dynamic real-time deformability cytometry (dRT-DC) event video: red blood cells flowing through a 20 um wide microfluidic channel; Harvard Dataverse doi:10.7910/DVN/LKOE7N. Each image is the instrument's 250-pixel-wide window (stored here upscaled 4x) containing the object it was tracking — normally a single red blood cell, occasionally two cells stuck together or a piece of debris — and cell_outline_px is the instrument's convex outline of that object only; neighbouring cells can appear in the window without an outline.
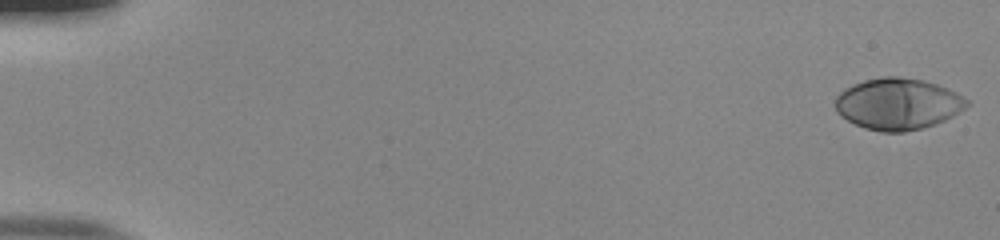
{"species": "human", "species_latin": "Homo sapiens", "temperature_condition": "room temperature", "stored_images_in_passage": 54, "camera_frame_rate_fps": 3000, "um_per_image_px": 0.085, "donor": {"sex": "male"}, "frame": {"image": 1, "passage_image": 1, "time_ms": 0.0, "image_size_px": [1000, 240], "cell_outline_px": [[968, 104], [964, 108], [952, 116], [936, 124], [904, 132], [880, 132], [864, 128], [840, 116], [836, 112], [836, 96], [844, 88], [852, 84], [864, 80], [884, 76], [900, 76], [924, 80], [948, 88], [964, 96], [968, 100]], "centroid_in_image_um": [76.3, 8.82], "position_along_channel_um": 8.7, "area_um2": 39.59}}
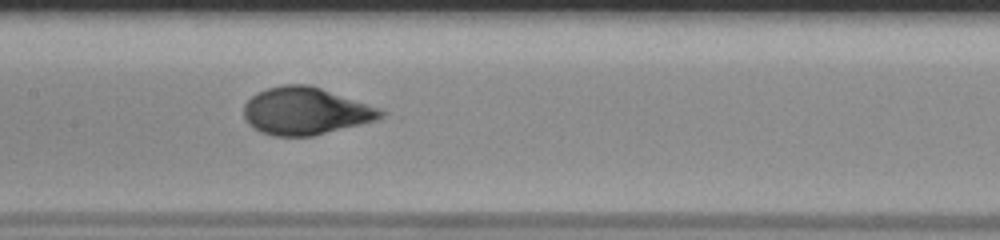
{"frame": {"image": 2, "passage_image": 28, "time_ms": 9.0, "image_size_px": [1000, 240], "cell_outline_px": [[384, 116], [376, 120], [312, 136], [276, 136], [260, 132], [252, 128], [248, 124], [244, 116], [244, 104], [256, 92], [268, 88], [284, 84], [308, 84], [380, 108], [384, 112]], "centroid_in_image_um": [25.93, 9.44], "position_along_channel_um": 181.5, "area_um2": 37.57}}
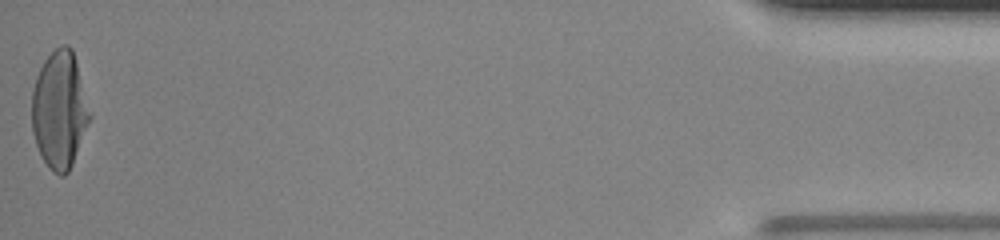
{"frame": {"image": 3, "passage_image": 54, "time_ms": 17.667, "image_size_px": [1000, 240], "cell_outline_px": [[92, 116], [72, 164], [68, 172], [64, 176], [60, 176], [52, 172], [48, 168], [40, 156], [32, 132], [32, 88], [36, 76], [44, 60], [60, 44], [68, 44], [72, 48]], "centroid_in_image_um": [5.05, 9.36], "position_along_channel_um": 430.2, "area_um2": 39.82}, "authors_computed_cell_mechanics": {"area_um2": 38.0035, "velocity_mm_per_s": 3.8611, "shape_relaxation_time_tau1_ms": 4.1275, "shape_relaxation_time_tau2_ms": null, "deformation_change_tau1": 0.2536, "deformation_change_tau2": null}}